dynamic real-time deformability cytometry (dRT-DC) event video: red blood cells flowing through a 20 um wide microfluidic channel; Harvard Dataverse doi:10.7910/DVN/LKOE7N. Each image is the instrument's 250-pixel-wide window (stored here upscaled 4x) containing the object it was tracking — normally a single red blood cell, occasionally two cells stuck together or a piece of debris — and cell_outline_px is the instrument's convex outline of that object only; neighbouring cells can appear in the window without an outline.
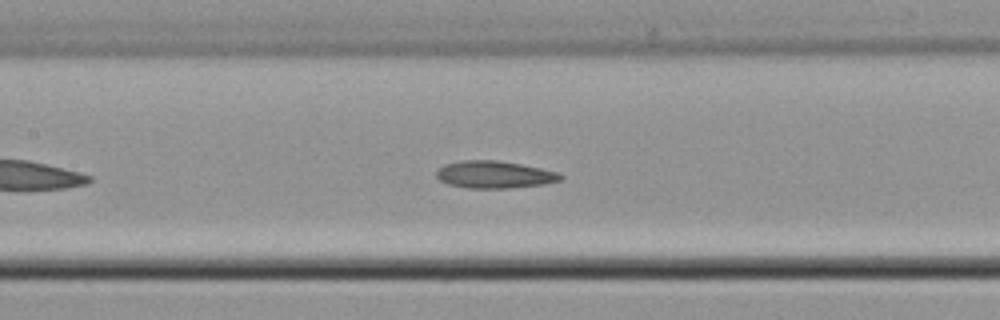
{"species": "common noctule bat (a hibernating species)", "species_latin": "Nyctalus noctula", "temperature_condition": "cold", "stored_images_in_passage": 32, "camera_frame_rate_fps": 3000, "um_per_image_px": 0.085, "animal": {"sex": "male", "body_mass_g": 21.5, "forearm_length_mm": 52.0}, "frame": {"image": 1, "passage_image": 14, "time_ms": 4.333, "image_size_px": [1000, 320], "cell_outline_px": [[564, 176], [560, 180], [544, 184], [508, 188], [468, 188], [448, 184], [440, 180], [436, 176], [436, 172], [444, 164], [460, 160], [496, 160], [520, 164], [540, 168], [556, 172]], "centroid_in_image_um": [41.99, 14.84], "position_along_channel_um": 165.4, "area_um2": 19.59}}
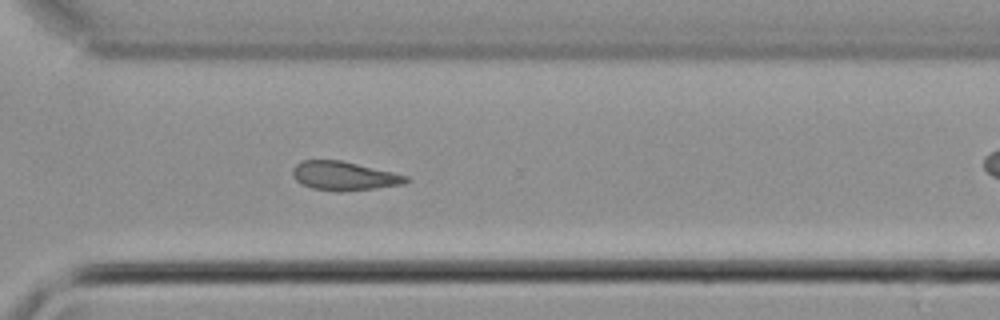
{"frame": {"image": 2, "passage_image": 28, "time_ms": 9.0, "image_size_px": [1000, 320], "cell_outline_px": [[408, 180], [404, 184], [340, 192], [336, 192], [312, 188], [300, 184], [292, 176], [292, 168], [300, 160], [340, 160], [392, 172], [408, 176]], "centroid_in_image_um": [29.17, 14.95], "position_along_channel_um": 341.4, "area_um2": 19.02}}